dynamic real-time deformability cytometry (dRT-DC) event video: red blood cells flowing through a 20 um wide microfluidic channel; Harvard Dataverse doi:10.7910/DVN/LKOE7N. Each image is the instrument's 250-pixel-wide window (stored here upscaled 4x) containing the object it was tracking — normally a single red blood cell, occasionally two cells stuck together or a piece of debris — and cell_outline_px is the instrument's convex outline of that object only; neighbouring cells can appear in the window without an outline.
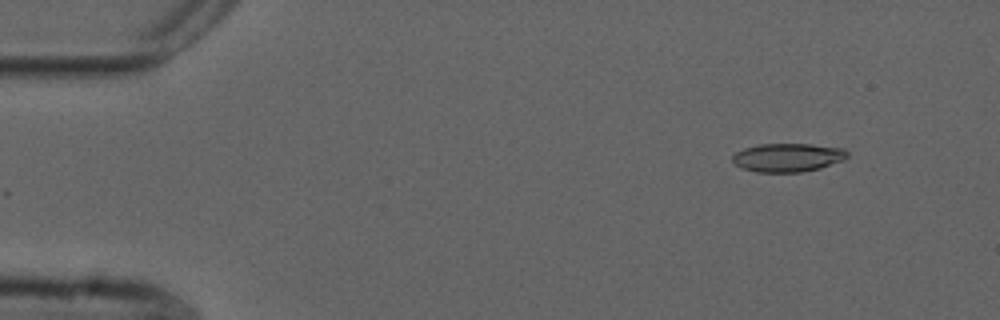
{"species": "common noctule bat (a hibernating species)", "species_latin": "Nyctalus noctula", "temperature_condition": "cold", "stored_images_in_passage": 48, "camera_frame_rate_fps": 3000, "um_per_image_px": 0.085, "animal": {"sex": "male", "forearm_length_mm": 52.5}, "frame": {"image": 1, "passage_image": 1, "time_ms": 0.0, "image_size_px": [1000, 320], "cell_outline_px": [[848, 156], [844, 160], [820, 168], [800, 172], [756, 172], [740, 168], [732, 160], [732, 156], [736, 152], [744, 148], [760, 144], [812, 144], [844, 148], [848, 152]], "centroid_in_image_um": [66.97, 13.38], "position_along_channel_um": 18.0, "area_um2": 19.19}}
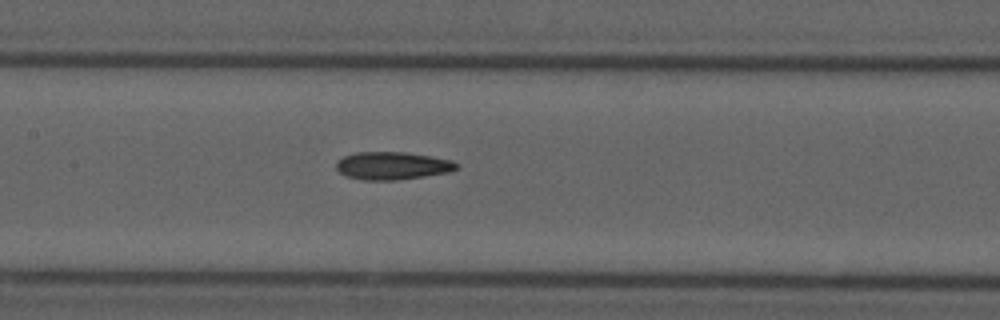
{"frame": {"image": 2, "passage_image": 21, "time_ms": 6.667, "image_size_px": [1000, 320], "cell_outline_px": [[460, 168], [448, 172], [424, 176], [396, 180], [364, 180], [344, 176], [336, 168], [336, 160], [344, 156], [356, 152], [404, 152], [432, 156], [452, 160], [460, 164]], "centroid_in_image_um": [33.36, 14.08], "position_along_channel_um": 174.0, "area_um2": 19.65}}
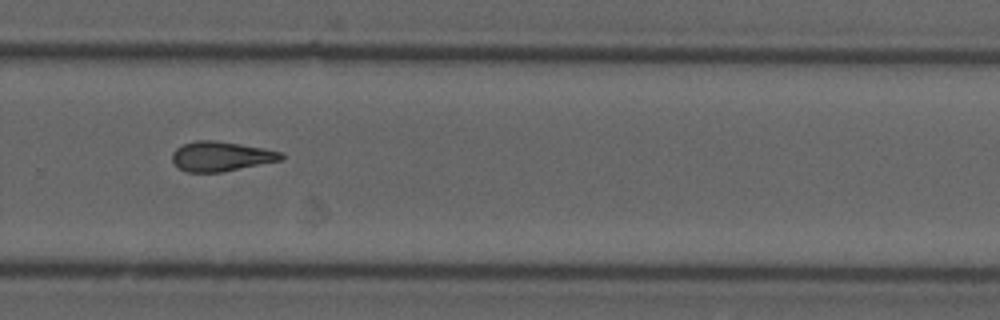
{"frame": {"image": 3, "passage_image": 32, "time_ms": 10.333, "image_size_px": [1000, 320], "cell_outline_px": [[284, 156], [280, 160], [220, 172], [188, 172], [180, 168], [172, 160], [172, 152], [176, 148], [184, 144], [196, 140], [212, 140], [240, 144], [264, 148], [284, 152]], "centroid_in_image_um": [18.78, 13.28], "position_along_channel_um": 311.0, "area_um2": 18.61}}